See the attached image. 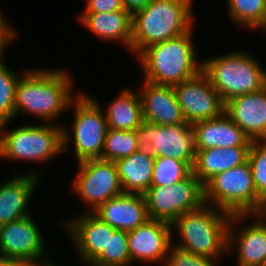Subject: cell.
Segmentation results:
<instances>
[{
	"label": "cell",
	"mask_w": 266,
	"mask_h": 266,
	"mask_svg": "<svg viewBox=\"0 0 266 266\" xmlns=\"http://www.w3.org/2000/svg\"><path fill=\"white\" fill-rule=\"evenodd\" d=\"M248 162L252 169L256 194L263 199L266 196V139L252 140Z\"/></svg>",
	"instance_id": "cell-31"
},
{
	"label": "cell",
	"mask_w": 266,
	"mask_h": 266,
	"mask_svg": "<svg viewBox=\"0 0 266 266\" xmlns=\"http://www.w3.org/2000/svg\"><path fill=\"white\" fill-rule=\"evenodd\" d=\"M152 0H122L123 8L131 15L144 9Z\"/></svg>",
	"instance_id": "cell-35"
},
{
	"label": "cell",
	"mask_w": 266,
	"mask_h": 266,
	"mask_svg": "<svg viewBox=\"0 0 266 266\" xmlns=\"http://www.w3.org/2000/svg\"><path fill=\"white\" fill-rule=\"evenodd\" d=\"M187 123L206 121L225 112V102L201 71L197 76L173 86Z\"/></svg>",
	"instance_id": "cell-12"
},
{
	"label": "cell",
	"mask_w": 266,
	"mask_h": 266,
	"mask_svg": "<svg viewBox=\"0 0 266 266\" xmlns=\"http://www.w3.org/2000/svg\"><path fill=\"white\" fill-rule=\"evenodd\" d=\"M65 71H26L16 88L15 118L19 113L27 112L51 123L66 108L71 107L70 103L76 96L71 92L73 79Z\"/></svg>",
	"instance_id": "cell-1"
},
{
	"label": "cell",
	"mask_w": 266,
	"mask_h": 266,
	"mask_svg": "<svg viewBox=\"0 0 266 266\" xmlns=\"http://www.w3.org/2000/svg\"><path fill=\"white\" fill-rule=\"evenodd\" d=\"M130 252L128 232L116 229L109 233L107 247L89 266H128Z\"/></svg>",
	"instance_id": "cell-27"
},
{
	"label": "cell",
	"mask_w": 266,
	"mask_h": 266,
	"mask_svg": "<svg viewBox=\"0 0 266 266\" xmlns=\"http://www.w3.org/2000/svg\"><path fill=\"white\" fill-rule=\"evenodd\" d=\"M138 150V142L134 130L121 131L108 129L101 159L116 162L130 156Z\"/></svg>",
	"instance_id": "cell-28"
},
{
	"label": "cell",
	"mask_w": 266,
	"mask_h": 266,
	"mask_svg": "<svg viewBox=\"0 0 266 266\" xmlns=\"http://www.w3.org/2000/svg\"><path fill=\"white\" fill-rule=\"evenodd\" d=\"M42 262H43V264L40 263V264H36L34 266H56V265H53L54 263L51 261H48V262L42 261Z\"/></svg>",
	"instance_id": "cell-38"
},
{
	"label": "cell",
	"mask_w": 266,
	"mask_h": 266,
	"mask_svg": "<svg viewBox=\"0 0 266 266\" xmlns=\"http://www.w3.org/2000/svg\"><path fill=\"white\" fill-rule=\"evenodd\" d=\"M143 195L149 218L170 224L204 204V187L193 172L173 185L151 186Z\"/></svg>",
	"instance_id": "cell-10"
},
{
	"label": "cell",
	"mask_w": 266,
	"mask_h": 266,
	"mask_svg": "<svg viewBox=\"0 0 266 266\" xmlns=\"http://www.w3.org/2000/svg\"><path fill=\"white\" fill-rule=\"evenodd\" d=\"M230 18L249 28L266 27V0H228Z\"/></svg>",
	"instance_id": "cell-26"
},
{
	"label": "cell",
	"mask_w": 266,
	"mask_h": 266,
	"mask_svg": "<svg viewBox=\"0 0 266 266\" xmlns=\"http://www.w3.org/2000/svg\"><path fill=\"white\" fill-rule=\"evenodd\" d=\"M43 242L31 216L0 226V256L4 260H20L36 265L45 257V262H48Z\"/></svg>",
	"instance_id": "cell-13"
},
{
	"label": "cell",
	"mask_w": 266,
	"mask_h": 266,
	"mask_svg": "<svg viewBox=\"0 0 266 266\" xmlns=\"http://www.w3.org/2000/svg\"><path fill=\"white\" fill-rule=\"evenodd\" d=\"M254 215L257 218H263L262 221H264V223L266 224V196L262 199L260 207Z\"/></svg>",
	"instance_id": "cell-37"
},
{
	"label": "cell",
	"mask_w": 266,
	"mask_h": 266,
	"mask_svg": "<svg viewBox=\"0 0 266 266\" xmlns=\"http://www.w3.org/2000/svg\"><path fill=\"white\" fill-rule=\"evenodd\" d=\"M0 266H34V264L20 260H0Z\"/></svg>",
	"instance_id": "cell-36"
},
{
	"label": "cell",
	"mask_w": 266,
	"mask_h": 266,
	"mask_svg": "<svg viewBox=\"0 0 266 266\" xmlns=\"http://www.w3.org/2000/svg\"><path fill=\"white\" fill-rule=\"evenodd\" d=\"M84 93H77L70 105L74 107L71 139L68 130L63 127V152L66 145L73 140L78 162L88 159H101L105 144L108 123L97 100Z\"/></svg>",
	"instance_id": "cell-8"
},
{
	"label": "cell",
	"mask_w": 266,
	"mask_h": 266,
	"mask_svg": "<svg viewBox=\"0 0 266 266\" xmlns=\"http://www.w3.org/2000/svg\"><path fill=\"white\" fill-rule=\"evenodd\" d=\"M250 147L196 150L193 174L204 186L215 175L248 161Z\"/></svg>",
	"instance_id": "cell-22"
},
{
	"label": "cell",
	"mask_w": 266,
	"mask_h": 266,
	"mask_svg": "<svg viewBox=\"0 0 266 266\" xmlns=\"http://www.w3.org/2000/svg\"><path fill=\"white\" fill-rule=\"evenodd\" d=\"M138 92L142 102L143 121L161 126L187 123L173 86L145 81L143 89Z\"/></svg>",
	"instance_id": "cell-18"
},
{
	"label": "cell",
	"mask_w": 266,
	"mask_h": 266,
	"mask_svg": "<svg viewBox=\"0 0 266 266\" xmlns=\"http://www.w3.org/2000/svg\"><path fill=\"white\" fill-rule=\"evenodd\" d=\"M247 216L250 215H232L228 228V252L238 247L237 266H266V224L258 218L260 221L237 231V223Z\"/></svg>",
	"instance_id": "cell-15"
},
{
	"label": "cell",
	"mask_w": 266,
	"mask_h": 266,
	"mask_svg": "<svg viewBox=\"0 0 266 266\" xmlns=\"http://www.w3.org/2000/svg\"><path fill=\"white\" fill-rule=\"evenodd\" d=\"M203 187L204 203H214L213 207L216 206L231 215H253L262 201L256 194L248 161L215 175Z\"/></svg>",
	"instance_id": "cell-6"
},
{
	"label": "cell",
	"mask_w": 266,
	"mask_h": 266,
	"mask_svg": "<svg viewBox=\"0 0 266 266\" xmlns=\"http://www.w3.org/2000/svg\"><path fill=\"white\" fill-rule=\"evenodd\" d=\"M225 113L250 140L266 139V86L229 99Z\"/></svg>",
	"instance_id": "cell-16"
},
{
	"label": "cell",
	"mask_w": 266,
	"mask_h": 266,
	"mask_svg": "<svg viewBox=\"0 0 266 266\" xmlns=\"http://www.w3.org/2000/svg\"><path fill=\"white\" fill-rule=\"evenodd\" d=\"M134 132L138 150L145 155L185 161L193 168L196 149L193 127L189 123L161 126L143 121Z\"/></svg>",
	"instance_id": "cell-9"
},
{
	"label": "cell",
	"mask_w": 266,
	"mask_h": 266,
	"mask_svg": "<svg viewBox=\"0 0 266 266\" xmlns=\"http://www.w3.org/2000/svg\"><path fill=\"white\" fill-rule=\"evenodd\" d=\"M38 180L39 174L31 172L0 184V226L31 215L27 205Z\"/></svg>",
	"instance_id": "cell-21"
},
{
	"label": "cell",
	"mask_w": 266,
	"mask_h": 266,
	"mask_svg": "<svg viewBox=\"0 0 266 266\" xmlns=\"http://www.w3.org/2000/svg\"><path fill=\"white\" fill-rule=\"evenodd\" d=\"M15 29L9 27L6 23L3 13L0 11V61L3 60L2 53H4L8 44L17 37Z\"/></svg>",
	"instance_id": "cell-34"
},
{
	"label": "cell",
	"mask_w": 266,
	"mask_h": 266,
	"mask_svg": "<svg viewBox=\"0 0 266 266\" xmlns=\"http://www.w3.org/2000/svg\"><path fill=\"white\" fill-rule=\"evenodd\" d=\"M196 150L250 147L252 140L224 112L221 116L192 125Z\"/></svg>",
	"instance_id": "cell-20"
},
{
	"label": "cell",
	"mask_w": 266,
	"mask_h": 266,
	"mask_svg": "<svg viewBox=\"0 0 266 266\" xmlns=\"http://www.w3.org/2000/svg\"><path fill=\"white\" fill-rule=\"evenodd\" d=\"M124 10L122 0H88L82 13H108Z\"/></svg>",
	"instance_id": "cell-33"
},
{
	"label": "cell",
	"mask_w": 266,
	"mask_h": 266,
	"mask_svg": "<svg viewBox=\"0 0 266 266\" xmlns=\"http://www.w3.org/2000/svg\"><path fill=\"white\" fill-rule=\"evenodd\" d=\"M104 113L108 129L135 130L142 122V102L139 92L129 89L121 91Z\"/></svg>",
	"instance_id": "cell-25"
},
{
	"label": "cell",
	"mask_w": 266,
	"mask_h": 266,
	"mask_svg": "<svg viewBox=\"0 0 266 266\" xmlns=\"http://www.w3.org/2000/svg\"><path fill=\"white\" fill-rule=\"evenodd\" d=\"M79 21L97 37L121 41L132 50V15L126 10L108 13H82Z\"/></svg>",
	"instance_id": "cell-23"
},
{
	"label": "cell",
	"mask_w": 266,
	"mask_h": 266,
	"mask_svg": "<svg viewBox=\"0 0 266 266\" xmlns=\"http://www.w3.org/2000/svg\"><path fill=\"white\" fill-rule=\"evenodd\" d=\"M21 75L9 69L0 61V125L8 124L15 118L16 88Z\"/></svg>",
	"instance_id": "cell-30"
},
{
	"label": "cell",
	"mask_w": 266,
	"mask_h": 266,
	"mask_svg": "<svg viewBox=\"0 0 266 266\" xmlns=\"http://www.w3.org/2000/svg\"><path fill=\"white\" fill-rule=\"evenodd\" d=\"M193 0H152L132 15V51L178 37L193 27Z\"/></svg>",
	"instance_id": "cell-2"
},
{
	"label": "cell",
	"mask_w": 266,
	"mask_h": 266,
	"mask_svg": "<svg viewBox=\"0 0 266 266\" xmlns=\"http://www.w3.org/2000/svg\"><path fill=\"white\" fill-rule=\"evenodd\" d=\"M193 168L185 161L168 157H156L153 167L152 186H169L186 179Z\"/></svg>",
	"instance_id": "cell-29"
},
{
	"label": "cell",
	"mask_w": 266,
	"mask_h": 266,
	"mask_svg": "<svg viewBox=\"0 0 266 266\" xmlns=\"http://www.w3.org/2000/svg\"><path fill=\"white\" fill-rule=\"evenodd\" d=\"M231 217L230 213L207 203L183 213L171 224L181 238V242L175 245L196 255L218 259L228 253Z\"/></svg>",
	"instance_id": "cell-4"
},
{
	"label": "cell",
	"mask_w": 266,
	"mask_h": 266,
	"mask_svg": "<svg viewBox=\"0 0 266 266\" xmlns=\"http://www.w3.org/2000/svg\"><path fill=\"white\" fill-rule=\"evenodd\" d=\"M92 213L113 228L127 232L150 219L144 195L138 193H122L109 199Z\"/></svg>",
	"instance_id": "cell-19"
},
{
	"label": "cell",
	"mask_w": 266,
	"mask_h": 266,
	"mask_svg": "<svg viewBox=\"0 0 266 266\" xmlns=\"http://www.w3.org/2000/svg\"><path fill=\"white\" fill-rule=\"evenodd\" d=\"M202 72L224 102L238 95L257 92L266 86V70L256 58L241 51L202 60Z\"/></svg>",
	"instance_id": "cell-5"
},
{
	"label": "cell",
	"mask_w": 266,
	"mask_h": 266,
	"mask_svg": "<svg viewBox=\"0 0 266 266\" xmlns=\"http://www.w3.org/2000/svg\"><path fill=\"white\" fill-rule=\"evenodd\" d=\"M218 259L196 255L171 245L163 266H216Z\"/></svg>",
	"instance_id": "cell-32"
},
{
	"label": "cell",
	"mask_w": 266,
	"mask_h": 266,
	"mask_svg": "<svg viewBox=\"0 0 266 266\" xmlns=\"http://www.w3.org/2000/svg\"><path fill=\"white\" fill-rule=\"evenodd\" d=\"M154 162L139 150L115 162L124 193L144 194L152 186Z\"/></svg>",
	"instance_id": "cell-24"
},
{
	"label": "cell",
	"mask_w": 266,
	"mask_h": 266,
	"mask_svg": "<svg viewBox=\"0 0 266 266\" xmlns=\"http://www.w3.org/2000/svg\"><path fill=\"white\" fill-rule=\"evenodd\" d=\"M67 224H65L66 228L71 233L81 261L88 266L107 247L109 233L116 230L93 213L86 211L82 215L72 218V221H68Z\"/></svg>",
	"instance_id": "cell-17"
},
{
	"label": "cell",
	"mask_w": 266,
	"mask_h": 266,
	"mask_svg": "<svg viewBox=\"0 0 266 266\" xmlns=\"http://www.w3.org/2000/svg\"><path fill=\"white\" fill-rule=\"evenodd\" d=\"M193 27L186 33L153 44L137 57L144 69L145 81L174 86L197 76L202 71L198 62L193 39Z\"/></svg>",
	"instance_id": "cell-3"
},
{
	"label": "cell",
	"mask_w": 266,
	"mask_h": 266,
	"mask_svg": "<svg viewBox=\"0 0 266 266\" xmlns=\"http://www.w3.org/2000/svg\"><path fill=\"white\" fill-rule=\"evenodd\" d=\"M172 227L165 221L149 219L128 232L130 265L136 262L162 263L172 245Z\"/></svg>",
	"instance_id": "cell-14"
},
{
	"label": "cell",
	"mask_w": 266,
	"mask_h": 266,
	"mask_svg": "<svg viewBox=\"0 0 266 266\" xmlns=\"http://www.w3.org/2000/svg\"><path fill=\"white\" fill-rule=\"evenodd\" d=\"M53 124L22 126L6 134V123L0 125V157L14 161L52 160L63 152V126Z\"/></svg>",
	"instance_id": "cell-7"
},
{
	"label": "cell",
	"mask_w": 266,
	"mask_h": 266,
	"mask_svg": "<svg viewBox=\"0 0 266 266\" xmlns=\"http://www.w3.org/2000/svg\"><path fill=\"white\" fill-rule=\"evenodd\" d=\"M78 174L74 189L94 212L99 206L124 193L115 162L102 159H88L78 162Z\"/></svg>",
	"instance_id": "cell-11"
}]
</instances>
